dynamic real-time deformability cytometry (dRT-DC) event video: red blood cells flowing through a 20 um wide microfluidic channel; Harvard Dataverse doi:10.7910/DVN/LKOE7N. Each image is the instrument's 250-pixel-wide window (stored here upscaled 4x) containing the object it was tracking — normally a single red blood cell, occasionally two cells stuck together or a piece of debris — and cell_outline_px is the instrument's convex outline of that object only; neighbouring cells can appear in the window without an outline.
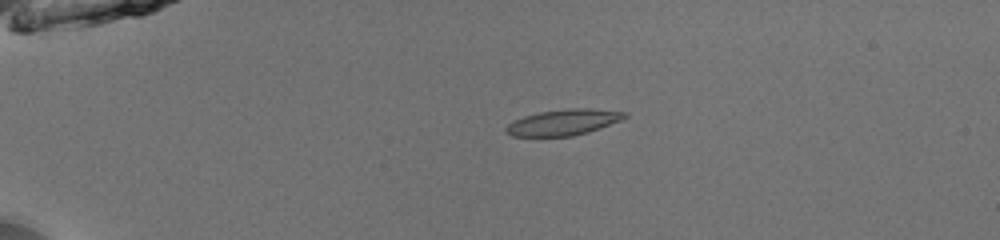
{"species": "common noctule bat (a hibernating species)", "species_latin": "Nyctalus noctula", "temperature_condition": "room temperature", "stored_images_in_passage": 40, "camera_frame_rate_fps": 3000, "um_per_image_px": 0.085, "animal": {"sex": "male", "body_mass_g": 13.0, "forearm_length_mm": 53.1}, "frame": {"image": 1, "passage_image": 1, "time_ms": 0.0, "image_size_px": [1000, 240], "cell_outline_px": [[628, 116], [620, 120], [600, 128], [588, 132], [572, 136], [512, 136], [504, 132], [504, 128], [508, 124], [524, 116], [540, 112], [568, 108], [588, 108], [628, 112]], "centroid_in_image_um": [47.89, 10.39], "position_along_channel_um": 37.1, "area_um2": 17.86}}
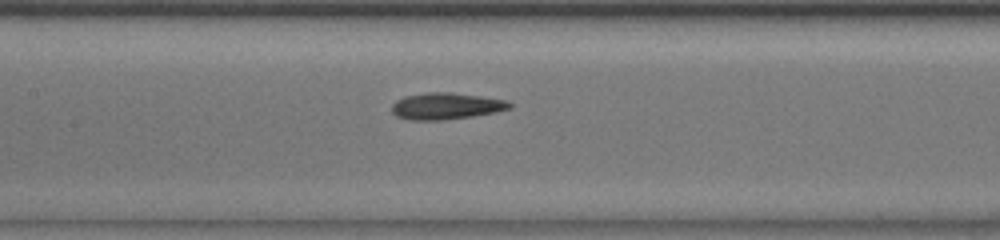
{"frame": {"image": 2, "passage_image": 15, "time_ms": 4.667, "image_size_px": [1000, 240], "cell_outline_px": [[512, 108], [496, 112], [472, 116], [444, 120], [408, 120], [396, 116], [392, 112], [392, 104], [396, 100], [404, 96], [424, 92], [448, 92], [480, 96], [504, 100], [512, 104]], "centroid_in_image_um": [37.88, 9.02], "position_along_channel_um": 169.5, "area_um2": 18.32}}
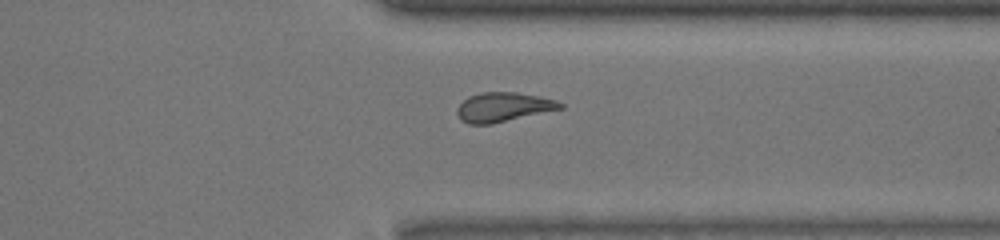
{"frame": {"image": 3, "passage_image": 30, "time_ms": 9.667, "image_size_px": [1000, 240], "cell_outline_px": [[564, 108], [492, 124], [468, 124], [460, 120], [456, 112], [456, 108], [468, 96], [480, 92], [516, 92], [540, 96], [556, 100], [564, 104]], "centroid_in_image_um": [42.77, 9.1], "position_along_channel_um": 368.6, "area_um2": 17.8}, "authors_computed_cell_mechanics": {"area_um2": 18.0625, "velocity_mm_per_s": 3.9941, "shape_relaxation_time_tau1_ms": null, "shape_relaxation_time_tau2_ms": 1.9107, "deformation_change_tau1": null, "deformation_change_tau2": 0.0838}}